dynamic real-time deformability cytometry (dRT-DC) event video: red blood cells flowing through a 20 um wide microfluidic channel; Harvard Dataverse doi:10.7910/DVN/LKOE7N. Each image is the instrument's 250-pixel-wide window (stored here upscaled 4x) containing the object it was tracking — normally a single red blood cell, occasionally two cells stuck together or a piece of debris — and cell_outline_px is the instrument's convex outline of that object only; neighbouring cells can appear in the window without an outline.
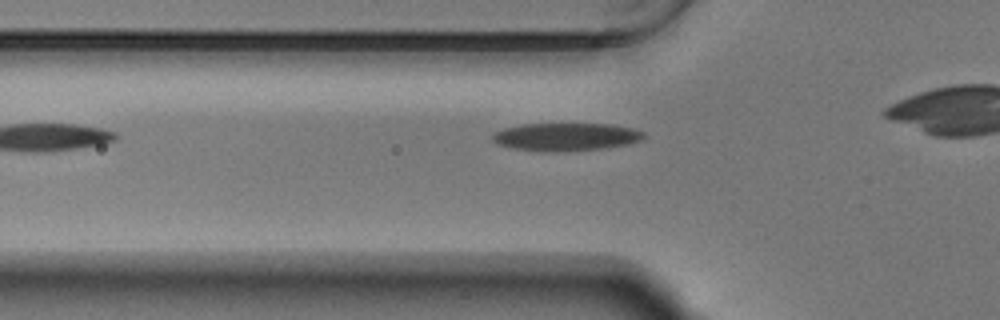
{"species": "Egyptian fruit bat (a non-hibernating species)", "species_latin": "Rousettus aegyptiacus", "temperature_condition": "warm", "stored_images_in_passage": 8, "camera_frame_rate_fps": 3000, "um_per_image_px": 0.085, "animal": {"sex": "male"}, "frame": {"image": 1, "passage_image": 3, "time_ms": 0.667, "image_size_px": [1000, 320], "cell_outline_px": [[644, 136], [640, 140], [628, 144], [608, 148], [564, 152], [540, 152], [512, 148], [496, 144], [492, 140], [492, 136], [496, 132], [504, 128], [524, 124], [612, 124], [632, 128], [644, 132]], "centroid_in_image_um": [48.09, 11.65], "position_along_channel_um": 77.7, "area_um2": 24.85}}
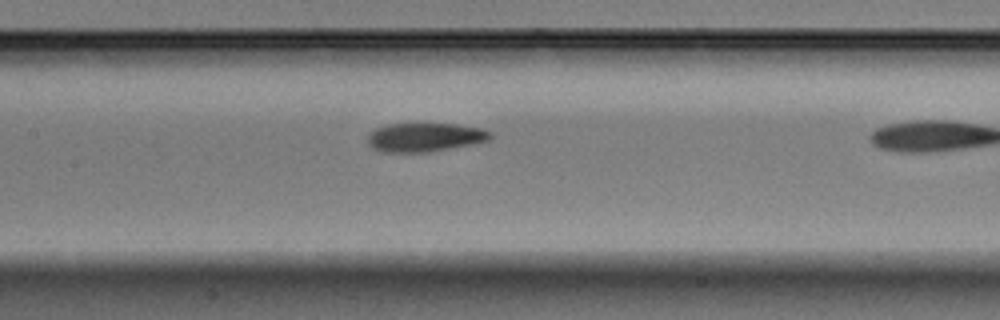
{"frame": {"image": 2, "passage_image": 7, "time_ms": 2.0, "image_size_px": [1000, 320], "cell_outline_px": [[492, 136], [488, 140], [472, 144], [428, 152], [384, 152], [372, 148], [368, 144], [368, 132], [376, 128], [388, 124], [424, 120], [456, 124], [480, 128], [492, 132]], "centroid_in_image_um": [36.08, 11.61], "position_along_channel_um": 171.3, "area_um2": 21.5}}